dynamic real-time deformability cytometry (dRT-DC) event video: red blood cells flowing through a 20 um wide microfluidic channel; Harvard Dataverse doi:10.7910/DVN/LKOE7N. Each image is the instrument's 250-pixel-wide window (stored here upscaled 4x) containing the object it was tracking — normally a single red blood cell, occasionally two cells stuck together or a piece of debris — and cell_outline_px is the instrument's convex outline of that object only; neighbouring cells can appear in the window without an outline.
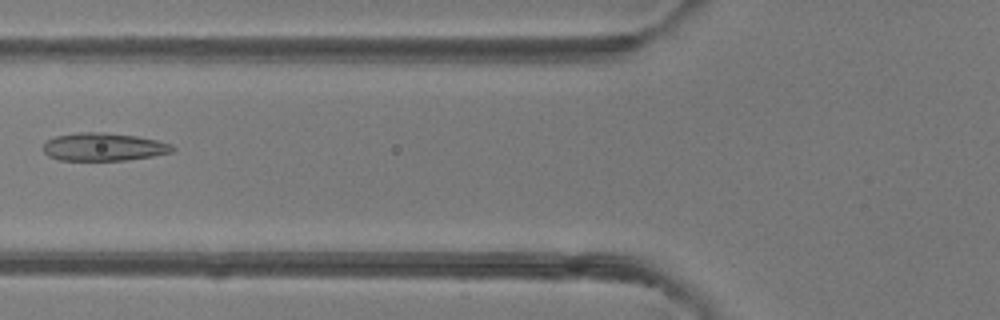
{"species": "common noctule bat (a hibernating species)", "species_latin": "Nyctalus noctula", "temperature_condition": "room temperature", "stored_images_in_passage": 2, "camera_frame_rate_fps": 3000, "um_per_image_px": 0.085, "animal": {"sex": "female"}, "frame": {"image": 1, "passage_image": 2, "time_ms": 1.0, "image_size_px": [1000, 320], "cell_outline_px": [[176, 148], [172, 152], [152, 156], [128, 160], [60, 160], [48, 156], [44, 152], [44, 140], [56, 136], [76, 132], [104, 132], [136, 136], [156, 140], [172, 144]], "centroid_in_image_um": [8.79, 12.48], "position_along_channel_um": 117.0, "area_um2": 21.15}}